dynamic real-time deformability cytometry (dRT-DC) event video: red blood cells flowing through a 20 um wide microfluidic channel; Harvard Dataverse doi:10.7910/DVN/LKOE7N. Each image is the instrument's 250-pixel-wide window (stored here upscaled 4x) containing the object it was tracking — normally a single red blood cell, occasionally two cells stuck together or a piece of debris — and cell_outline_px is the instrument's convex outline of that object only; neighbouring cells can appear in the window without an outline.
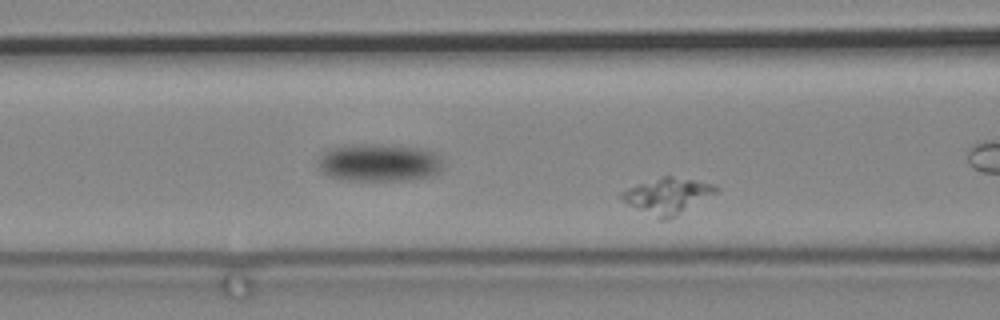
{"species": "common noctule bat (a hibernating species)", "species_latin": "Nyctalus noctula", "temperature_condition": "cold", "stored_images_in_passage": 26, "camera_frame_rate_fps": 3000, "um_per_image_px": 0.085, "animal": {"sex": "male", "body_mass_g": 19.2, "forearm_length_mm": 51.8}, "frame": {"image": 1, "passage_image": 8, "time_ms": 2.333, "image_size_px": [1000, 320], "cell_outline_px": [[720, 188], [716, 192], [676, 216], [668, 220], [656, 220], [628, 204], [616, 196], [620, 192], [628, 188], [664, 176], [672, 176], [716, 184]], "centroid_in_image_um": [56.7, 16.67], "position_along_channel_um": 109.9, "area_um2": 19.65}}
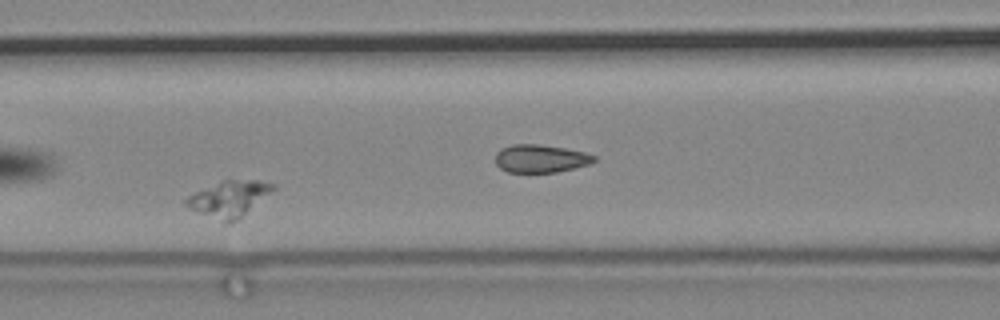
{"frame": {"image": 2, "passage_image": 12, "time_ms": 3.667, "image_size_px": [1000, 320], "cell_outline_px": [[276, 188], [240, 220], [224, 224], [184, 204], [184, 200], [188, 196], [196, 192], [224, 180], [260, 180], [276, 184]], "centroid_in_image_um": [19.54, 16.91], "position_along_channel_um": 147.1, "area_um2": 18.15}}